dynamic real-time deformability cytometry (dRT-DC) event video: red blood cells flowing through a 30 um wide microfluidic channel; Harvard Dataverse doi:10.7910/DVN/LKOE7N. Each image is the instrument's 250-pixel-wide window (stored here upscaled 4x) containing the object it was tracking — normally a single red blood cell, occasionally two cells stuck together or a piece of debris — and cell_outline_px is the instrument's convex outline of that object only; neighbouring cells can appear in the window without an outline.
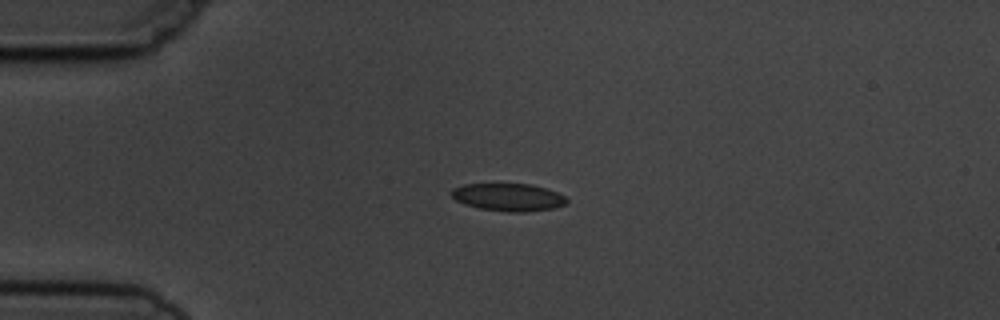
{"species": "common noctule bat (a hibernating species)", "species_latin": "Nyctalus noctula", "temperature_condition": "cold", "stored_images_in_passage": 2, "camera_frame_rate_fps": 3000, "um_per_image_px": 0.085, "animal": {"sex": "male", "body_mass_g": 19.5, "forearm_length_mm": 54.6}, "frame": {"image": 1, "passage_image": 1, "time_ms": 0.0, "image_size_px": [1000, 320], "cell_outline_px": [[568, 204], [556, 208], [524, 212], [508, 212], [480, 208], [464, 204], [456, 200], [448, 192], [452, 188], [464, 184], [532, 184], [556, 192], [564, 196], [568, 200]], "centroid_in_image_um": [43.2, 16.76], "position_along_channel_um": 41.8, "area_um2": 18.67}}